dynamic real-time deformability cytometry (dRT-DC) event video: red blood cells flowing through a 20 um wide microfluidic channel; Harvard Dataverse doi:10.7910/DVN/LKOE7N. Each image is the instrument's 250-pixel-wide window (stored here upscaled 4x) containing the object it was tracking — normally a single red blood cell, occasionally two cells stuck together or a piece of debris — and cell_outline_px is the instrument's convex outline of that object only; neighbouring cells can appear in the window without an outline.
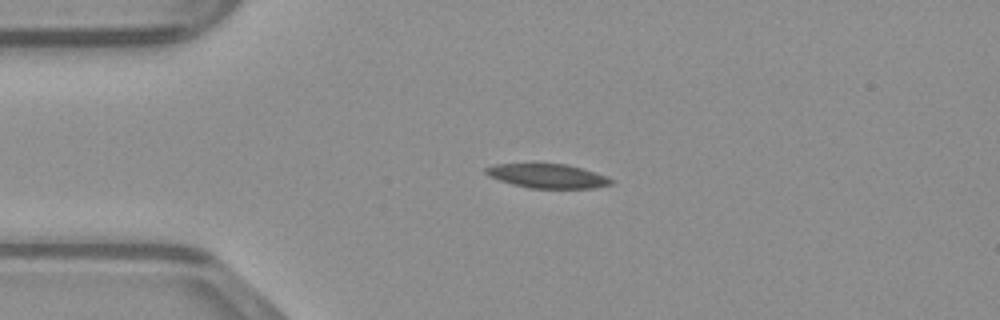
{"species": "common noctule bat (a hibernating species)", "species_latin": "Nyctalus noctula", "temperature_condition": "warm", "stored_images_in_passage": 38, "camera_frame_rate_fps": 3000, "um_per_image_px": 0.085, "animal": {"sex": "male", "body_mass_g": 23.1, "forearm_length_mm": 52.7}, "frame": {"image": 1, "passage_image": 1, "time_ms": 0.0, "image_size_px": [1000, 320], "cell_outline_px": [[616, 180], [612, 184], [592, 188], [528, 188], [512, 184], [488, 176], [484, 172], [484, 168], [496, 164], [564, 164], [580, 168], [608, 176]], "centroid_in_image_um": [46.55, 14.96], "position_along_channel_um": 38.5, "area_um2": 17.57}}
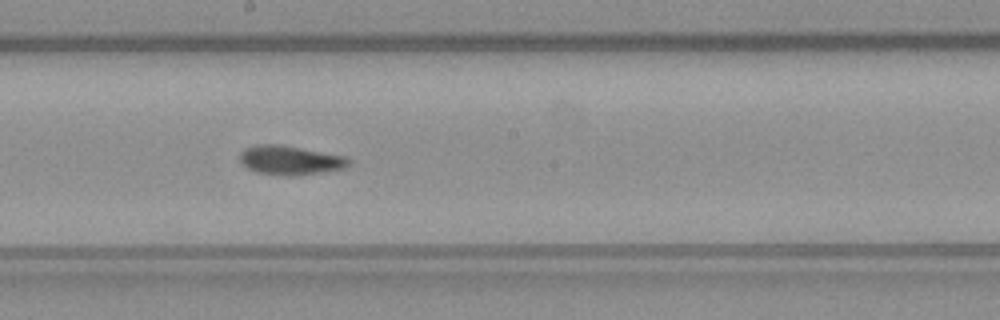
{"frame": {"image": 2, "passage_image": 16, "time_ms": 5.0, "image_size_px": [1000, 320], "cell_outline_px": [[352, 164], [344, 168], [296, 176], [288, 176], [256, 172], [248, 168], [240, 160], [240, 152], [244, 148], [256, 144], [280, 144], [344, 156], [352, 160]], "centroid_in_image_um": [24.66, 13.61], "position_along_channel_um": 223.5, "area_um2": 18.5}}
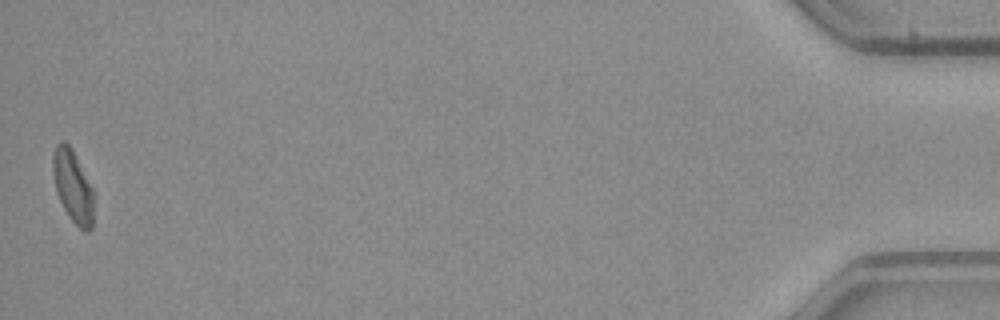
{"frame": {"image": 3, "passage_image": 38, "time_ms": 12.333, "image_size_px": [1000, 320], "cell_outline_px": [[92, 228], [88, 232], [84, 232], [68, 216], [56, 192], [52, 168], [52, 156], [56, 144], [60, 140], [64, 140], [72, 148], [92, 188]], "centroid_in_image_um": [6.16, 15.8], "position_along_channel_um": 429.0, "area_um2": 17.05}}